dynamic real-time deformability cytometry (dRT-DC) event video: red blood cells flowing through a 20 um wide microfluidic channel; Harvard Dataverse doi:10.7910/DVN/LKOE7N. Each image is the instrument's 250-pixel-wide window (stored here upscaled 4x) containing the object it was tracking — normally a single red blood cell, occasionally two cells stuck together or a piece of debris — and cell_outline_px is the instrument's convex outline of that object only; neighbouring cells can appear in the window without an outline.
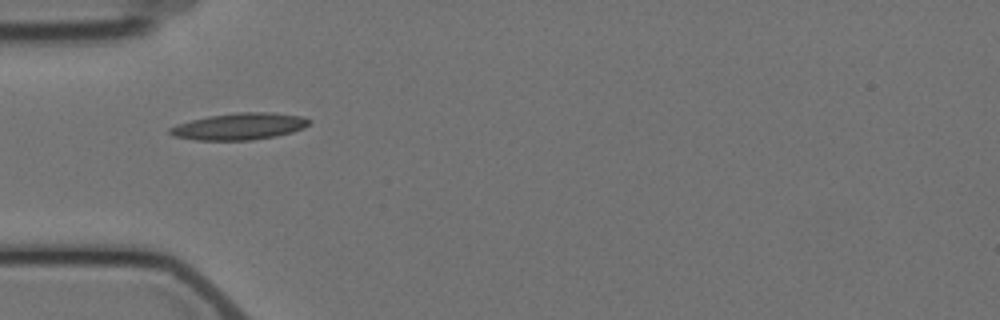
{"species": "Egyptian fruit bat (a non-hibernating species)", "species_latin": "Rousettus aegyptiacus", "temperature_condition": "cold", "stored_images_in_passage": 5, "camera_frame_rate_fps": 3000, "um_per_image_px": 0.085, "animal": {"sex": "female"}, "frame": {"image": 1, "passage_image": 4, "time_ms": 4.667, "image_size_px": [1000, 320], "cell_outline_px": [[312, 120], [304, 128], [292, 132], [276, 136], [252, 140], [196, 140], [172, 136], [168, 132], [168, 128], [176, 124], [208, 116], [240, 112], [268, 112], [300, 116]], "centroid_in_image_um": [20.32, 10.75], "position_along_channel_um": 64.7, "area_um2": 21.68}}
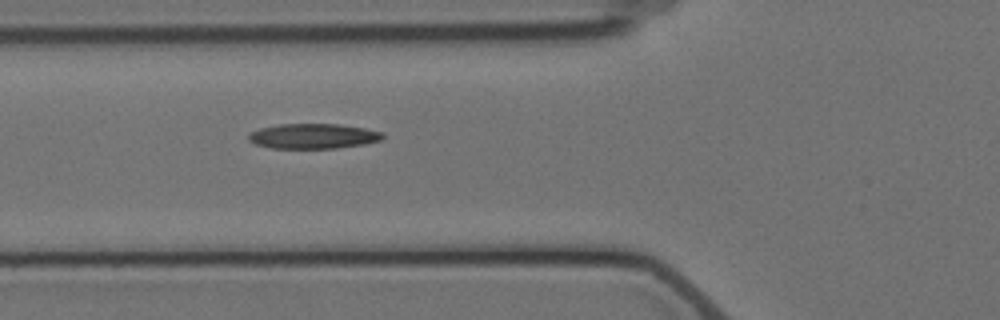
{"frame": {"image": 2, "passage_image": 5, "time_ms": 5.667, "image_size_px": [1000, 320], "cell_outline_px": [[384, 136], [380, 140], [364, 144], [336, 148], [272, 148], [256, 144], [248, 140], [248, 136], [252, 132], [260, 128], [280, 124], [340, 124], [364, 128], [384, 132]], "centroid_in_image_um": [26.64, 11.57], "position_along_channel_um": 99.2, "area_um2": 19.48}}